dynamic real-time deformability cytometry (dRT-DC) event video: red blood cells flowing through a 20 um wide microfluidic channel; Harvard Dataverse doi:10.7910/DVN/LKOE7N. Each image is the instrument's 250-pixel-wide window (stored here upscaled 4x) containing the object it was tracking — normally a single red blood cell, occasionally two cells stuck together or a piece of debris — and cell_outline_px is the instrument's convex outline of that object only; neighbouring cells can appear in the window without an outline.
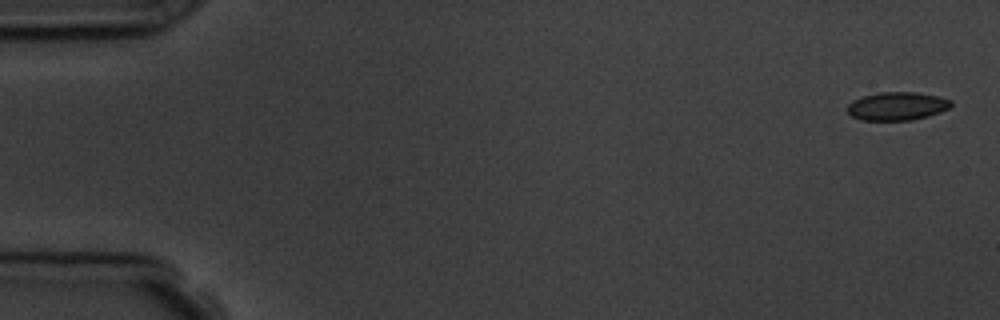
{"species": "common noctule bat (a hibernating species)", "species_latin": "Nyctalus noctula", "temperature_condition": "room temperature", "stored_images_in_passage": 4, "camera_frame_rate_fps": 3000, "um_per_image_px": 0.085, "animal": {"sex": "male", "body_mass_g": 19.5, "forearm_length_mm": 54.6}, "frame": {"image": 1, "passage_image": 1, "time_ms": 0.0, "image_size_px": [1000, 320], "cell_outline_px": [[952, 104], [948, 108], [940, 112], [928, 116], [912, 120], [860, 120], [852, 116], [848, 112], [848, 104], [852, 100], [864, 96], [880, 92], [916, 92], [940, 96], [952, 100]], "centroid_in_image_um": [76.27, 9.02], "position_along_channel_um": 8.7, "area_um2": 17.11}}